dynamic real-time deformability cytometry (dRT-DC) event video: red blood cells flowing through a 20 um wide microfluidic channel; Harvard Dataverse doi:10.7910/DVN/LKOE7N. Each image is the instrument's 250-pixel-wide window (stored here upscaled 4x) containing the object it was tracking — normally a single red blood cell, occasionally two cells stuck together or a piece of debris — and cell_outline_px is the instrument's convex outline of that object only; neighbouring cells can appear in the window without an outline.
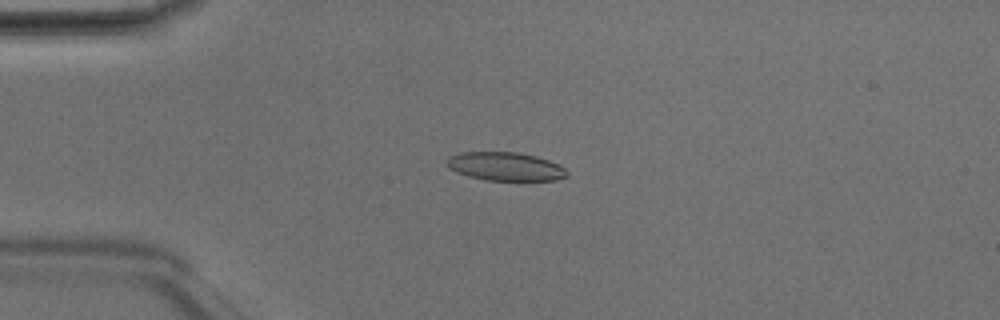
{"species": "Egyptian fruit bat (a non-hibernating species)", "species_latin": "Rousettus aegyptiacus", "temperature_condition": "room temperature", "stored_images_in_passage": 38, "camera_frame_rate_fps": 3000, "um_per_image_px": 0.085, "animal": {"sex": "male"}, "frame": {"image": 1, "passage_image": 2, "time_ms": 0.333, "image_size_px": [1000, 320], "cell_outline_px": [[568, 176], [556, 180], [488, 180], [468, 176], [456, 172], [448, 168], [444, 164], [444, 160], [448, 156], [460, 152], [516, 152], [536, 156], [548, 160], [564, 168], [568, 172]], "centroid_in_image_um": [42.88, 14.14], "position_along_channel_um": 42.1, "area_um2": 20.06}}
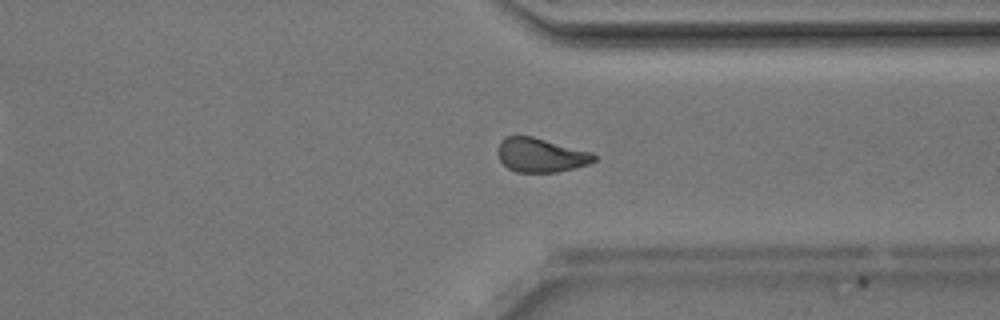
{"frame": {"image": 2, "passage_image": 27, "time_ms": 8.667, "image_size_px": [1000, 320], "cell_outline_px": [[596, 160], [588, 164], [556, 172], [516, 172], [508, 168], [500, 160], [500, 140], [504, 136], [532, 136], [592, 152], [596, 156]], "centroid_in_image_um": [45.98, 13.18], "position_along_channel_um": 365.4, "area_um2": 18.84}}
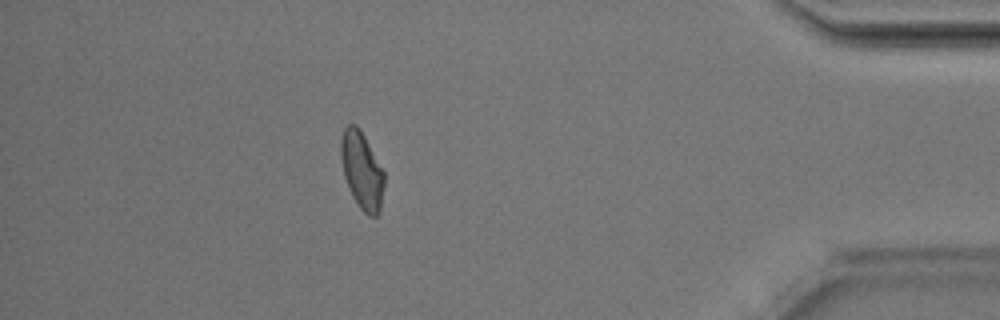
{"frame": {"image": 3, "passage_image": 33, "time_ms": 10.667, "image_size_px": [1000, 320], "cell_outline_px": [[384, 184], [380, 212], [376, 216], [368, 216], [360, 208], [352, 196], [344, 176], [340, 156], [340, 140], [344, 128], [348, 124], [356, 124], [360, 128], [384, 172]], "centroid_in_image_um": [30.75, 14.48], "position_along_channel_um": 404.5, "area_um2": 19.54}, "authors_computed_cell_mechanics": {"area_um2": 19.5942, "velocity_mm_per_s": 4.1823, "shape_relaxation_time_tau1_ms": 6.0707, "shape_relaxation_time_tau2_ms": 3.4073, "deformation_change_tau1": 0.1471, "deformation_change_tau2": 0.0889}}